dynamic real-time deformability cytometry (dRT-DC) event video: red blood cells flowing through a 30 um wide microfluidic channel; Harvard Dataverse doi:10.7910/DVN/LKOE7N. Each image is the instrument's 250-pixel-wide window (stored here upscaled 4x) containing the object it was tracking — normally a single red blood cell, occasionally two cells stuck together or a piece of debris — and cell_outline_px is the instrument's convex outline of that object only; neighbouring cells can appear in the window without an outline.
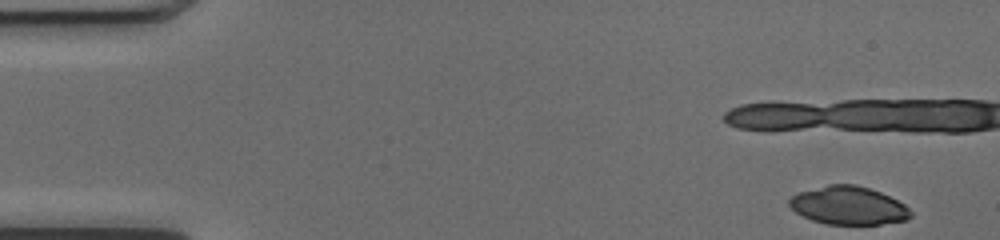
{"species": "common noctule bat (a hibernating species)", "species_latin": "Nyctalus noctula", "temperature_condition": "cold", "stored_images_in_passage": 18, "camera_frame_rate_fps": 3000, "um_per_image_px": 0.085, "animal": {"sex": "female", "body_mass_g": 17.0, "forearm_length_mm": 48.0}, "frame": {"image": 1, "passage_image": 1, "time_ms": 0.0, "image_size_px": [1000, 240], "cell_outline_px": [[912, 216], [904, 220], [880, 224], [828, 224], [812, 220], [796, 212], [788, 204], [788, 200], [796, 192], [828, 184], [856, 184], [880, 192], [904, 204], [912, 212]], "centroid_in_image_um": [72.08, 17.46], "position_along_channel_um": 12.9, "area_um2": 26.93}}
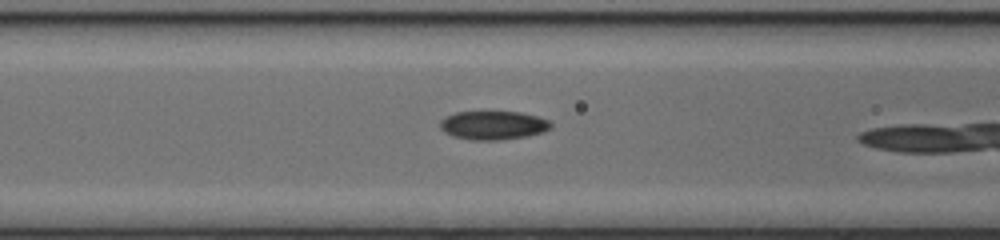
{"frame": {"image": 2, "passage_image": 16, "time_ms": 5.0, "image_size_px": [1000, 240], "cell_outline_px": [[552, 128], [544, 132], [528, 136], [496, 140], [472, 140], [452, 136], [444, 132], [440, 128], [440, 120], [456, 112], [520, 112], [536, 116], [548, 120], [552, 124]], "centroid_in_image_um": [41.93, 10.65], "position_along_channel_um": 124.7, "area_um2": 18.5}}